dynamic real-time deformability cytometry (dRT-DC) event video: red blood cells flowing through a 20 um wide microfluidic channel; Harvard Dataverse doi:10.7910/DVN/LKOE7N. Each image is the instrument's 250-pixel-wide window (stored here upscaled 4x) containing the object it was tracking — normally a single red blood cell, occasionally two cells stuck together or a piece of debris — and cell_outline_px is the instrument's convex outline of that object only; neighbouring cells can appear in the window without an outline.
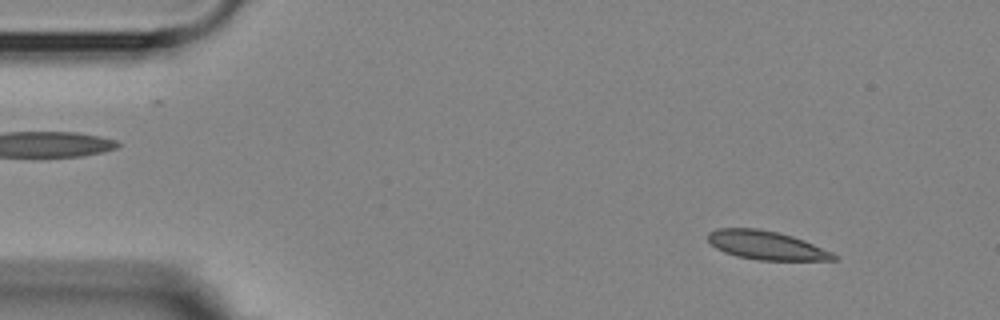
{"species": "Egyptian fruit bat (a non-hibernating species)", "species_latin": "Rousettus aegyptiacus", "temperature_condition": "room temperature", "stored_images_in_passage": 3, "camera_frame_rate_fps": 3000, "um_per_image_px": 0.085, "animal": {"sex": "female"}, "frame": {"image": 1, "passage_image": 1, "time_ms": 0.0, "image_size_px": [1000, 320], "cell_outline_px": [[836, 260], [756, 260], [736, 256], [724, 252], [716, 248], [708, 240], [708, 232], [716, 228], [760, 228], [792, 236], [804, 240], [832, 252], [836, 256]], "centroid_in_image_um": [65.1, 20.84], "position_along_channel_um": 19.9, "area_um2": 20.98}}
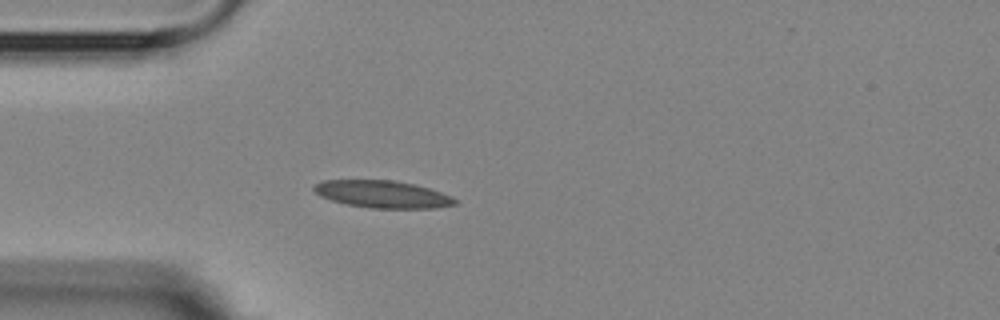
{"frame": {"image": 2, "passage_image": 3, "time_ms": 3.0, "image_size_px": [1000, 320], "cell_outline_px": [[456, 204], [436, 208], [368, 208], [348, 204], [332, 200], [320, 196], [312, 188], [312, 184], [320, 180], [392, 180], [416, 184], [452, 196], [456, 200]], "centroid_in_image_um": [32.48, 16.5], "position_along_channel_um": 52.5, "area_um2": 22.48}}